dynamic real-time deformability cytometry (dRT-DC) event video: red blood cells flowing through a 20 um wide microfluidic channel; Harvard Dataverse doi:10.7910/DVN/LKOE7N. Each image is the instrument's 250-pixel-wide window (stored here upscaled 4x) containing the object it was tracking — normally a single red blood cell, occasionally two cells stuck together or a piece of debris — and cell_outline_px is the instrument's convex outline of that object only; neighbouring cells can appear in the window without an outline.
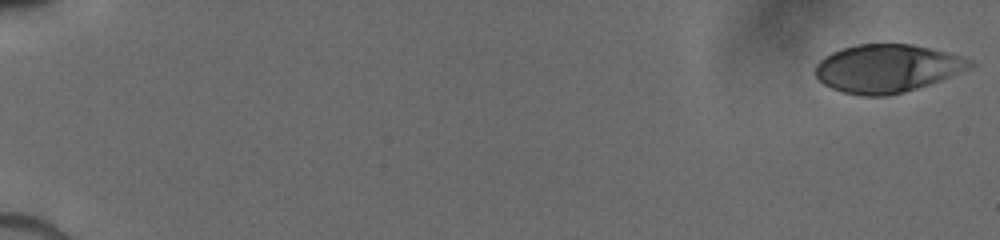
{"species": "human", "species_latin": "Homo sapiens", "temperature_condition": "cold", "stored_images_in_passage": 40, "camera_frame_rate_fps": 3000, "um_per_image_px": 0.085, "donor": {"sex": "male"}, "frame": {"image": 1, "passage_image": 1, "time_ms": 0.0, "image_size_px": [1000, 240], "cell_outline_px": [[976, 64], [972, 68], [940, 80], [904, 92], [884, 96], [860, 96], [844, 92], [832, 88], [824, 84], [816, 76], [816, 64], [824, 56], [832, 52], [856, 44], [912, 44], [964, 56], [972, 60]], "centroid_in_image_um": [75.43, 5.81], "position_along_channel_um": 9.6, "area_um2": 43.23}}
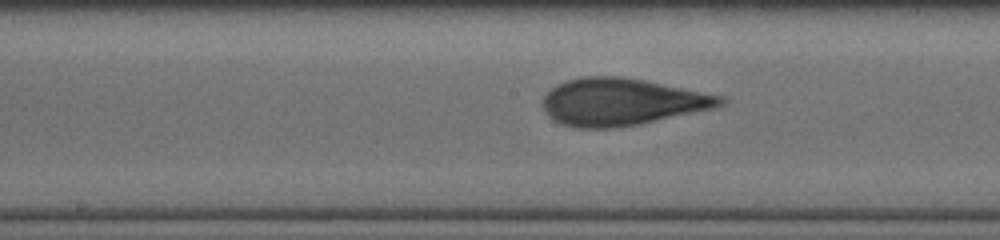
{"frame": {"image": 2, "passage_image": 18, "time_ms": 9.333, "image_size_px": [1000, 240], "cell_outline_px": [[724, 104], [716, 108], [640, 124], [616, 128], [576, 128], [560, 124], [552, 120], [548, 116], [540, 104], [544, 96], [552, 88], [568, 80], [584, 76], [620, 76], [644, 80], [724, 96]], "centroid_in_image_um": [52.83, 8.67], "position_along_channel_um": 195.4, "area_um2": 48.96}}
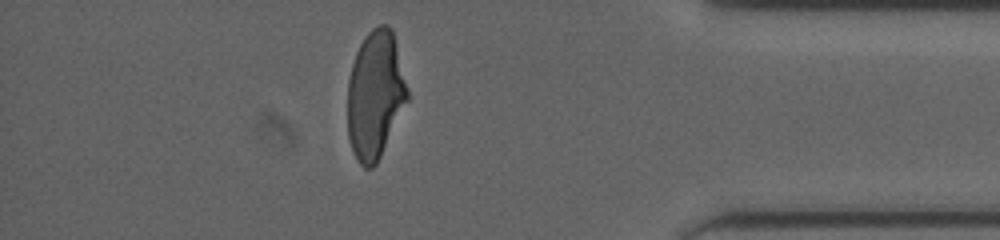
{"frame": {"image": 3, "passage_image": 34, "time_ms": 15.0, "image_size_px": [1000, 240], "cell_outline_px": [[412, 96], [376, 164], [372, 168], [364, 168], [356, 160], [348, 136], [348, 80], [352, 64], [356, 52], [364, 36], [372, 28], [380, 24], [388, 24], [392, 28]], "centroid_in_image_um": [31.94, 8.04], "position_along_channel_um": 403.3, "area_um2": 45.6}}